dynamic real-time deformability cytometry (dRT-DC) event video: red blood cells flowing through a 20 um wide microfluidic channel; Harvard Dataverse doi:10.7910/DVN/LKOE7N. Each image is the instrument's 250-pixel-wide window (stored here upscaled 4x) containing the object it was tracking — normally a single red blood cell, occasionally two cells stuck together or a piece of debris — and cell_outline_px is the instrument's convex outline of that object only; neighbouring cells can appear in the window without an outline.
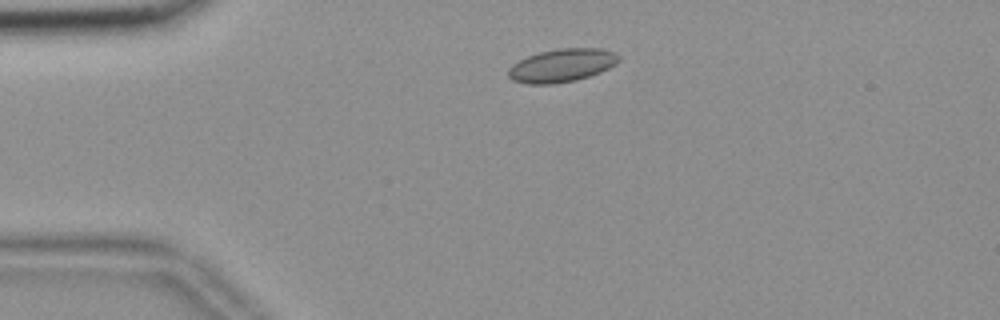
{"species": "common noctule bat (a hibernating species)", "species_latin": "Nyctalus noctula", "temperature_condition": "room temperature", "stored_images_in_passage": 51, "camera_frame_rate_fps": 3000, "um_per_image_px": 0.085, "animal": {"sex": "female", "body_mass_g": 18.4}, "frame": {"image": 1, "passage_image": 7, "time_ms": 2.0, "image_size_px": [1000, 320], "cell_outline_px": [[620, 60], [616, 64], [600, 72], [576, 80], [556, 84], [524, 84], [512, 80], [508, 76], [508, 68], [512, 64], [528, 56], [540, 52], [560, 48], [600, 48], [612, 52], [620, 56]], "centroid_in_image_um": [47.74, 5.57], "position_along_channel_um": 37.3, "area_um2": 21.39}}
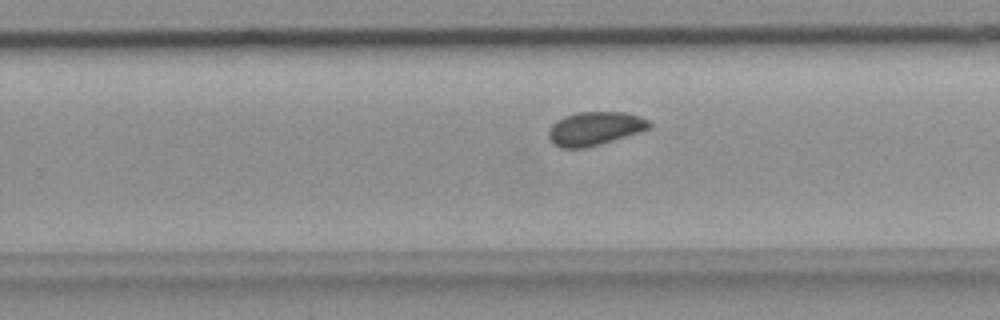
{"frame": {"image": 2, "passage_image": 30, "time_ms": 9.667, "image_size_px": [1000, 320], "cell_outline_px": [[652, 128], [600, 144], [584, 148], [560, 148], [552, 144], [548, 136], [548, 128], [556, 120], [564, 116], [576, 112], [624, 112], [640, 116], [648, 120], [652, 124]], "centroid_in_image_um": [50.53, 10.92], "position_along_channel_um": 279.3, "area_um2": 19.88}}
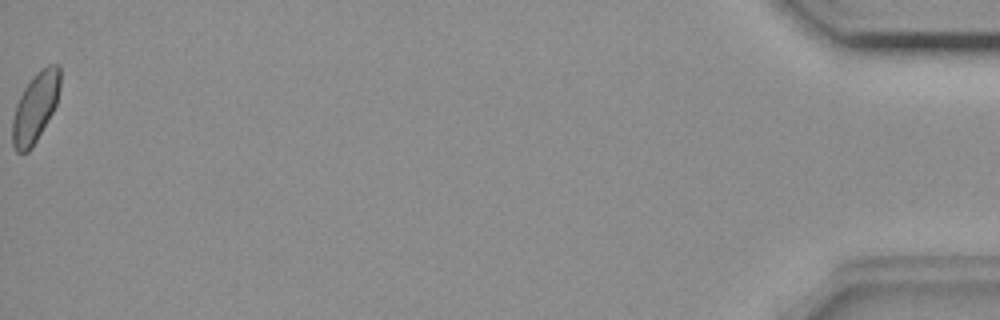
{"frame": {"image": 3, "passage_image": 51, "time_ms": 16.667, "image_size_px": [1000, 320], "cell_outline_px": [[60, 88], [56, 104], [52, 112], [36, 140], [28, 152], [16, 152], [12, 144], [12, 120], [16, 104], [24, 88], [36, 72], [48, 64], [60, 64]], "centroid_in_image_um": [3.0, 9.09], "position_along_channel_um": 432.2, "area_um2": 19.19}, "authors_computed_cell_mechanics": {"area_um2": 19.5942, "velocity_mm_per_s": 3.6119, "shape_relaxation_time_tau1_ms": null, "shape_relaxation_time_tau2_ms": 2.2504, "deformation_change_tau1": null, "deformation_change_tau2": 0.0535}}